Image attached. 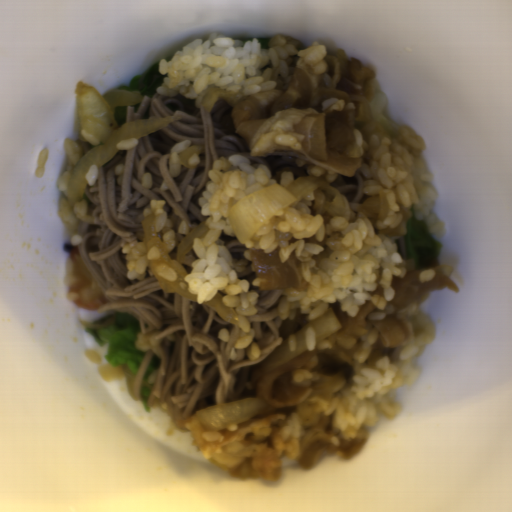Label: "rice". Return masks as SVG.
I'll return each instance as SVG.
<instances>
[{
    "mask_svg": "<svg viewBox=\"0 0 512 512\" xmlns=\"http://www.w3.org/2000/svg\"><path fill=\"white\" fill-rule=\"evenodd\" d=\"M311 191L267 219L244 242L250 249L270 253L280 247L283 263L295 251L301 262L307 287H287L278 304L279 316L294 318L297 313L309 322L339 301L342 312L356 316L365 301L374 304L371 320H382L394 311L393 277H404L406 266L397 245L376 233L369 218L346 220L334 217L325 222L320 213L312 215Z\"/></svg>",
    "mask_w": 512,
    "mask_h": 512,
    "instance_id": "obj_1",
    "label": "rice"
},
{
    "mask_svg": "<svg viewBox=\"0 0 512 512\" xmlns=\"http://www.w3.org/2000/svg\"><path fill=\"white\" fill-rule=\"evenodd\" d=\"M327 49L314 43L299 49V41L276 35L263 48L260 40L232 39L212 34L183 46L170 60L160 59L158 71L164 75L157 93L182 95L195 101L197 108L212 88L232 91L240 102L254 94L287 89L293 72L309 67L316 74L326 72Z\"/></svg>",
    "mask_w": 512,
    "mask_h": 512,
    "instance_id": "obj_2",
    "label": "rice"
},
{
    "mask_svg": "<svg viewBox=\"0 0 512 512\" xmlns=\"http://www.w3.org/2000/svg\"><path fill=\"white\" fill-rule=\"evenodd\" d=\"M275 184L276 179H272L264 164L253 168L242 154L231 155L215 160L208 171V183L197 200L209 231L194 239L190 252L193 257L191 272L185 281L198 304L209 301L217 291H222L225 294L223 303L236 310L241 337L231 348L230 359L257 360L261 353L254 339V329L248 321V316L258 311L259 297L254 290H249L248 280L238 278L232 267L231 253L220 236L222 233L236 236L228 215L232 206Z\"/></svg>",
    "mask_w": 512,
    "mask_h": 512,
    "instance_id": "obj_3",
    "label": "rice"
},
{
    "mask_svg": "<svg viewBox=\"0 0 512 512\" xmlns=\"http://www.w3.org/2000/svg\"><path fill=\"white\" fill-rule=\"evenodd\" d=\"M412 338L386 349L381 358L360 371L352 381L347 400H332L325 414L330 416L342 437H357L360 430L375 425L381 418L395 419L399 406L394 396L399 387L413 383L417 366L413 360L432 341L435 324L417 309L411 316Z\"/></svg>",
    "mask_w": 512,
    "mask_h": 512,
    "instance_id": "obj_4",
    "label": "rice"
},
{
    "mask_svg": "<svg viewBox=\"0 0 512 512\" xmlns=\"http://www.w3.org/2000/svg\"><path fill=\"white\" fill-rule=\"evenodd\" d=\"M426 144L413 129H394V135L372 134L369 149L373 163L371 176L366 179L364 192L386 191L389 212L376 228H394L402 222L401 206L411 209L417 219H423L427 231L439 239L446 229L433 213L437 192L429 186L431 174L426 172L423 153Z\"/></svg>",
    "mask_w": 512,
    "mask_h": 512,
    "instance_id": "obj_5",
    "label": "rice"
},
{
    "mask_svg": "<svg viewBox=\"0 0 512 512\" xmlns=\"http://www.w3.org/2000/svg\"><path fill=\"white\" fill-rule=\"evenodd\" d=\"M100 142V139L85 130L80 133L78 138L67 137L65 140V152L68 160L58 181L62 190V195L58 201V211L69 232L70 244L76 246L81 245L82 242L79 233L81 222L93 225L94 220L91 213L88 212L87 200H83L80 196L76 204H71L68 201L69 184L77 163L91 147L97 146Z\"/></svg>",
    "mask_w": 512,
    "mask_h": 512,
    "instance_id": "obj_6",
    "label": "rice"
},
{
    "mask_svg": "<svg viewBox=\"0 0 512 512\" xmlns=\"http://www.w3.org/2000/svg\"><path fill=\"white\" fill-rule=\"evenodd\" d=\"M164 205V199H151L150 204L143 209L142 213L144 217L154 215L155 229L164 243L168 255L173 258L176 256L180 242L193 230L189 228L186 220L182 221L178 231L174 232L173 224L168 219Z\"/></svg>",
    "mask_w": 512,
    "mask_h": 512,
    "instance_id": "obj_7",
    "label": "rice"
},
{
    "mask_svg": "<svg viewBox=\"0 0 512 512\" xmlns=\"http://www.w3.org/2000/svg\"><path fill=\"white\" fill-rule=\"evenodd\" d=\"M121 251L127 262V275L129 279L144 278L148 268H151L145 240L131 239L124 242Z\"/></svg>",
    "mask_w": 512,
    "mask_h": 512,
    "instance_id": "obj_8",
    "label": "rice"
},
{
    "mask_svg": "<svg viewBox=\"0 0 512 512\" xmlns=\"http://www.w3.org/2000/svg\"><path fill=\"white\" fill-rule=\"evenodd\" d=\"M306 349L312 350H326L331 349L332 343L327 339H322L316 343V334L312 329H308L305 334Z\"/></svg>",
    "mask_w": 512,
    "mask_h": 512,
    "instance_id": "obj_9",
    "label": "rice"
},
{
    "mask_svg": "<svg viewBox=\"0 0 512 512\" xmlns=\"http://www.w3.org/2000/svg\"><path fill=\"white\" fill-rule=\"evenodd\" d=\"M138 144H139V139H137L136 137H133V138H129V139H125V140H121L119 142H116V150H130V149H133V148H136L138 147Z\"/></svg>",
    "mask_w": 512,
    "mask_h": 512,
    "instance_id": "obj_10",
    "label": "rice"
},
{
    "mask_svg": "<svg viewBox=\"0 0 512 512\" xmlns=\"http://www.w3.org/2000/svg\"><path fill=\"white\" fill-rule=\"evenodd\" d=\"M99 174L98 166H92L89 167L86 177H85V184L88 185H94L96 183L97 177Z\"/></svg>",
    "mask_w": 512,
    "mask_h": 512,
    "instance_id": "obj_11",
    "label": "rice"
}]
</instances>
